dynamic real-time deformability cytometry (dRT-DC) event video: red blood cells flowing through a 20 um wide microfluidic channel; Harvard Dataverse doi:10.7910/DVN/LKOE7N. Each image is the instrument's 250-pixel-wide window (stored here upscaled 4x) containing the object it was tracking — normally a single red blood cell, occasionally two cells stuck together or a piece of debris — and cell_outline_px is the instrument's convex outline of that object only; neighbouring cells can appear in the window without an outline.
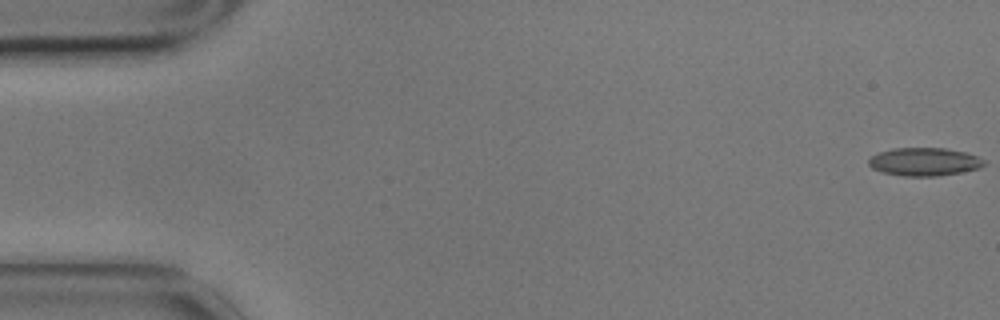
{"species": "common noctule bat (a hibernating species)", "species_latin": "Nyctalus noctula", "temperature_condition": "cold", "stored_images_in_passage": 57, "camera_frame_rate_fps": 3000, "um_per_image_px": 0.085, "animal": {"sex": "male", "body_mass_g": 17.9}, "frame": {"image": 1, "passage_image": 1, "time_ms": 0.0, "image_size_px": [1000, 320], "cell_outline_px": [[984, 164], [980, 168], [960, 172], [936, 176], [904, 176], [884, 172], [872, 168], [868, 164], [868, 160], [872, 156], [880, 152], [892, 148], [944, 148], [964, 152], [976, 156], [984, 160]], "centroid_in_image_um": [78.55, 13.75], "position_along_channel_um": 6.5, "area_um2": 18.67}}
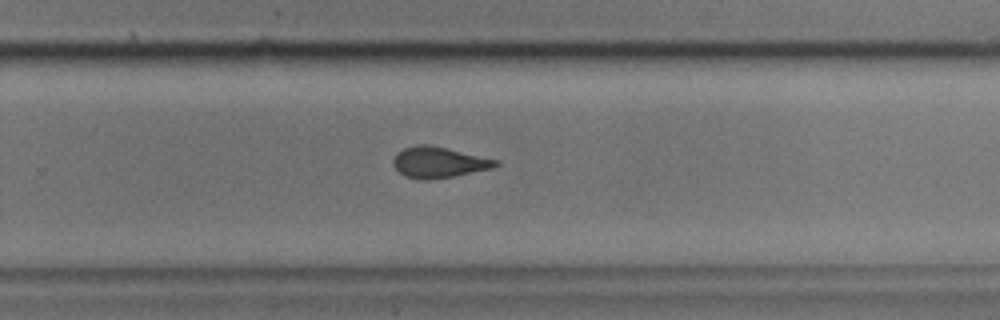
{"frame": {"image": 2, "passage_image": 37, "time_ms": 12.0, "image_size_px": [1000, 320], "cell_outline_px": [[500, 164], [492, 168], [452, 176], [428, 180], [420, 180], [404, 176], [392, 164], [392, 160], [396, 152], [404, 148], [416, 144], [428, 144], [500, 160]], "centroid_in_image_um": [37.26, 13.79], "position_along_channel_um": 292.5, "area_um2": 18.5}}
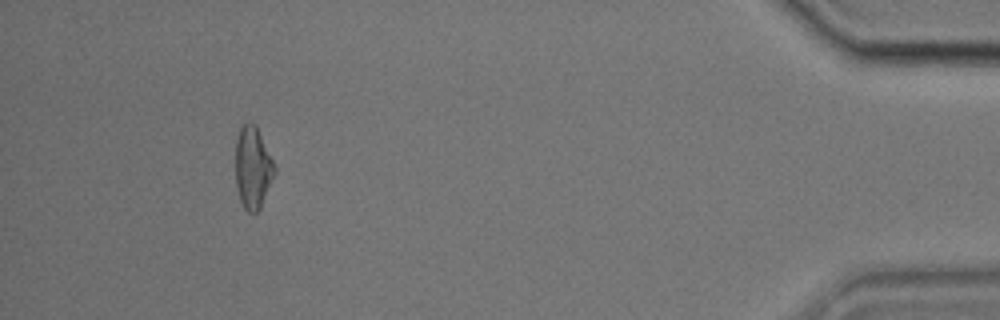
{"frame": {"image": 3, "passage_image": 53, "time_ms": 17.333, "image_size_px": [1000, 320], "cell_outline_px": [[276, 176], [260, 208], [256, 212], [248, 212], [244, 208], [240, 200], [236, 188], [236, 140], [240, 128], [248, 120], [252, 120], [256, 124], [276, 168]], "centroid_in_image_um": [21.5, 14.24], "position_along_channel_um": 413.7, "area_um2": 18.96}, "authors_computed_cell_mechanics": {"area_um2": 18.9006, "velocity_mm_per_s": 3.4909, "shape_relaxation_time_tau1_ms": 6.0189, "shape_relaxation_time_tau2_ms": 1.6346, "deformation_change_tau1": 0.1187, "deformation_change_tau2": 0.0771}}